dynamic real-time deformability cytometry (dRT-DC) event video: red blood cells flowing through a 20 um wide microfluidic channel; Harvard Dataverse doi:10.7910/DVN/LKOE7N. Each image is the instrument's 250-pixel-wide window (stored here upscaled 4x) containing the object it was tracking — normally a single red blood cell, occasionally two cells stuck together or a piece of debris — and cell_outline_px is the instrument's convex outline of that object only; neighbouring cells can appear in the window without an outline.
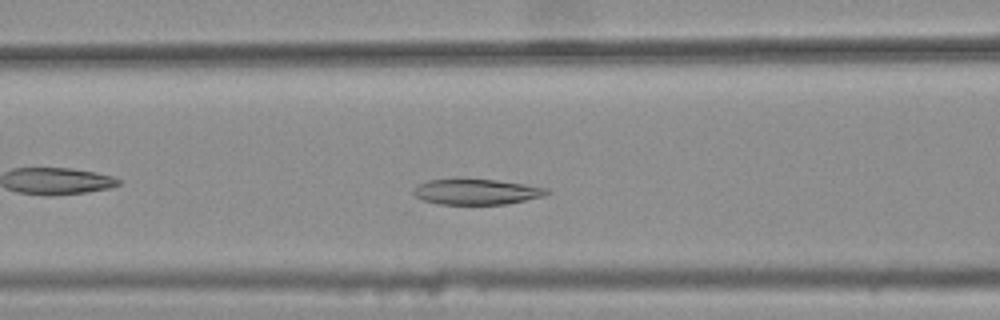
{"species": "common noctule bat (a hibernating species)", "species_latin": "Nyctalus noctula", "temperature_condition": "warm", "stored_images_in_passage": 38, "camera_frame_rate_fps": 3000, "um_per_image_px": 0.085, "animal": {"sex": "female", "body_mass_g": 25.1}, "frame": {"image": 1, "passage_image": 16, "time_ms": 5.0, "image_size_px": [1000, 320], "cell_outline_px": [[552, 192], [544, 196], [508, 204], [440, 204], [424, 200], [416, 196], [412, 192], [420, 184], [428, 180], [456, 176], [496, 180], [524, 184], [548, 188]], "centroid_in_image_um": [40.51, 16.26], "position_along_channel_um": 126.1, "area_um2": 20.46}}
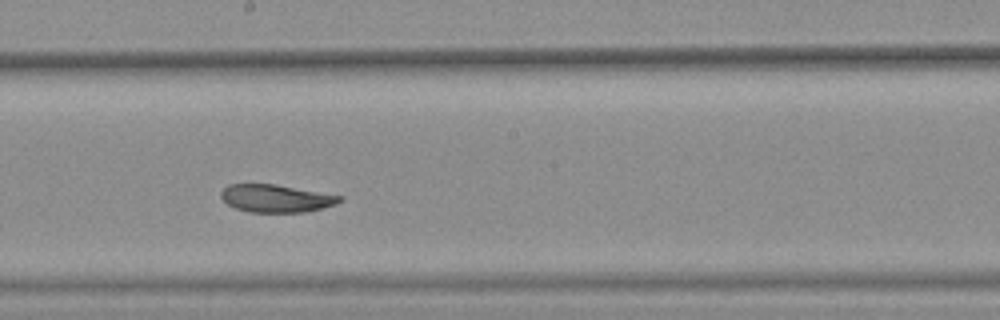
{"frame": {"image": 2, "passage_image": 24, "time_ms": 7.667, "image_size_px": [1000, 320], "cell_outline_px": [[344, 200], [336, 204], [324, 208], [304, 212], [248, 212], [236, 208], [228, 204], [220, 196], [220, 192], [228, 184], [276, 184], [344, 196]], "centroid_in_image_um": [23.5, 16.86], "position_along_channel_um": 224.7, "area_um2": 19.31}}
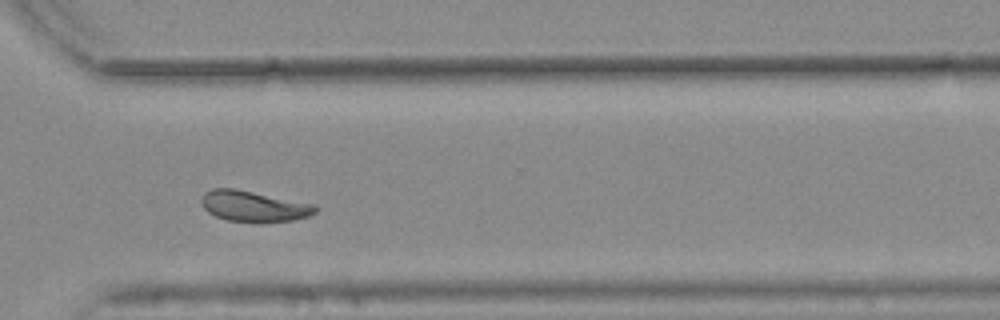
{"frame": {"image": 3, "passage_image": 34, "time_ms": 11.0, "image_size_px": [1000, 320], "cell_outline_px": [[316, 212], [308, 216], [292, 220], [228, 220], [216, 216], [208, 212], [200, 204], [200, 196], [204, 192], [212, 188], [236, 188], [316, 204]], "centroid_in_image_um": [21.52, 17.47], "position_along_channel_um": 349.1, "area_um2": 20.11}, "authors_computed_cell_mechanics": {"area_um2": 20.6057, "velocity_mm_per_s": 3.7086, "shape_relaxation_time_tau1_ms": null, "shape_relaxation_time_tau2_ms": 2.754, "deformation_change_tau1": null, "deformation_change_tau2": 0.0632}}